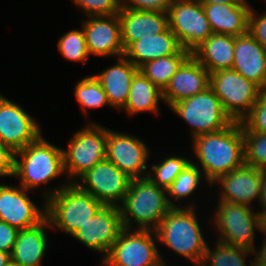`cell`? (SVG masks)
<instances>
[{"instance_id": "1", "label": "cell", "mask_w": 266, "mask_h": 266, "mask_svg": "<svg viewBox=\"0 0 266 266\" xmlns=\"http://www.w3.org/2000/svg\"><path fill=\"white\" fill-rule=\"evenodd\" d=\"M201 208L202 210L204 209L203 205L202 207L200 206V208L172 207L154 230L157 236L159 254L163 265L171 266L170 263H174L171 261L173 259L168 257L170 255L172 256L173 253L174 257H179L180 262L183 263L182 266L186 260L189 266H199L201 264L207 244L211 239V236L208 235V233L210 234V222H208L209 217H207L209 216L207 213L208 209H204L203 212ZM205 212L207 215H205ZM201 213H203L206 218H202L204 215H200ZM161 249H165L168 253L170 252V255L164 254L166 252H163Z\"/></svg>"}, {"instance_id": "2", "label": "cell", "mask_w": 266, "mask_h": 266, "mask_svg": "<svg viewBox=\"0 0 266 266\" xmlns=\"http://www.w3.org/2000/svg\"><path fill=\"white\" fill-rule=\"evenodd\" d=\"M46 138L42 133L34 142L15 152L13 176L17 184L40 194L42 200L49 199L70 183L64 171L63 146ZM56 180L61 181L54 184Z\"/></svg>"}, {"instance_id": "3", "label": "cell", "mask_w": 266, "mask_h": 266, "mask_svg": "<svg viewBox=\"0 0 266 266\" xmlns=\"http://www.w3.org/2000/svg\"><path fill=\"white\" fill-rule=\"evenodd\" d=\"M188 144L191 162L203 171L211 184L245 164L243 130L239 121L220 131L196 136Z\"/></svg>"}, {"instance_id": "4", "label": "cell", "mask_w": 266, "mask_h": 266, "mask_svg": "<svg viewBox=\"0 0 266 266\" xmlns=\"http://www.w3.org/2000/svg\"><path fill=\"white\" fill-rule=\"evenodd\" d=\"M212 239L230 246L253 250L258 244L260 217L257 209L246 205L206 200ZM213 210V211H212ZM259 232V233H257ZM215 234V235H214Z\"/></svg>"}, {"instance_id": "5", "label": "cell", "mask_w": 266, "mask_h": 266, "mask_svg": "<svg viewBox=\"0 0 266 266\" xmlns=\"http://www.w3.org/2000/svg\"><path fill=\"white\" fill-rule=\"evenodd\" d=\"M171 208L166 189L148 177L131 179L119 205L124 228L141 230H155Z\"/></svg>"}, {"instance_id": "6", "label": "cell", "mask_w": 266, "mask_h": 266, "mask_svg": "<svg viewBox=\"0 0 266 266\" xmlns=\"http://www.w3.org/2000/svg\"><path fill=\"white\" fill-rule=\"evenodd\" d=\"M103 206L76 183H69L46 200V218L54 233L60 231L71 237Z\"/></svg>"}, {"instance_id": "7", "label": "cell", "mask_w": 266, "mask_h": 266, "mask_svg": "<svg viewBox=\"0 0 266 266\" xmlns=\"http://www.w3.org/2000/svg\"><path fill=\"white\" fill-rule=\"evenodd\" d=\"M75 129L63 148L67 180L75 183L97 163L106 159L107 127L100 123H84Z\"/></svg>"}, {"instance_id": "8", "label": "cell", "mask_w": 266, "mask_h": 266, "mask_svg": "<svg viewBox=\"0 0 266 266\" xmlns=\"http://www.w3.org/2000/svg\"><path fill=\"white\" fill-rule=\"evenodd\" d=\"M168 110L185 122L190 133L189 141L202 134L220 131L234 122L210 87L192 97L177 101Z\"/></svg>"}, {"instance_id": "9", "label": "cell", "mask_w": 266, "mask_h": 266, "mask_svg": "<svg viewBox=\"0 0 266 266\" xmlns=\"http://www.w3.org/2000/svg\"><path fill=\"white\" fill-rule=\"evenodd\" d=\"M154 230L124 228L96 266H162Z\"/></svg>"}, {"instance_id": "10", "label": "cell", "mask_w": 266, "mask_h": 266, "mask_svg": "<svg viewBox=\"0 0 266 266\" xmlns=\"http://www.w3.org/2000/svg\"><path fill=\"white\" fill-rule=\"evenodd\" d=\"M220 99L224 111L233 121L241 120L258 100L261 87L234 69L218 70L210 74V86Z\"/></svg>"}, {"instance_id": "11", "label": "cell", "mask_w": 266, "mask_h": 266, "mask_svg": "<svg viewBox=\"0 0 266 266\" xmlns=\"http://www.w3.org/2000/svg\"><path fill=\"white\" fill-rule=\"evenodd\" d=\"M152 149L145 139L135 133L122 132L107 127L106 159L116 165L131 179L148 176Z\"/></svg>"}, {"instance_id": "12", "label": "cell", "mask_w": 266, "mask_h": 266, "mask_svg": "<svg viewBox=\"0 0 266 266\" xmlns=\"http://www.w3.org/2000/svg\"><path fill=\"white\" fill-rule=\"evenodd\" d=\"M168 23L180 46L190 53L213 33L202 4L197 0H172Z\"/></svg>"}, {"instance_id": "13", "label": "cell", "mask_w": 266, "mask_h": 266, "mask_svg": "<svg viewBox=\"0 0 266 266\" xmlns=\"http://www.w3.org/2000/svg\"><path fill=\"white\" fill-rule=\"evenodd\" d=\"M262 171L263 169L244 164L213 182L211 196L209 194L207 197L211 201L229 202L257 209L261 195Z\"/></svg>"}, {"instance_id": "14", "label": "cell", "mask_w": 266, "mask_h": 266, "mask_svg": "<svg viewBox=\"0 0 266 266\" xmlns=\"http://www.w3.org/2000/svg\"><path fill=\"white\" fill-rule=\"evenodd\" d=\"M32 193L17 183H0V221L18 230L41 223L46 218V200L35 203Z\"/></svg>"}, {"instance_id": "15", "label": "cell", "mask_w": 266, "mask_h": 266, "mask_svg": "<svg viewBox=\"0 0 266 266\" xmlns=\"http://www.w3.org/2000/svg\"><path fill=\"white\" fill-rule=\"evenodd\" d=\"M3 95L0 93V141L16 152L43 133L42 125L20 102Z\"/></svg>"}, {"instance_id": "16", "label": "cell", "mask_w": 266, "mask_h": 266, "mask_svg": "<svg viewBox=\"0 0 266 266\" xmlns=\"http://www.w3.org/2000/svg\"><path fill=\"white\" fill-rule=\"evenodd\" d=\"M123 229L119 206L104 205L71 237L88 250L101 254V261L109 253Z\"/></svg>"}, {"instance_id": "17", "label": "cell", "mask_w": 266, "mask_h": 266, "mask_svg": "<svg viewBox=\"0 0 266 266\" xmlns=\"http://www.w3.org/2000/svg\"><path fill=\"white\" fill-rule=\"evenodd\" d=\"M131 178L112 162L104 159L75 183L104 205L119 206L128 191Z\"/></svg>"}, {"instance_id": "18", "label": "cell", "mask_w": 266, "mask_h": 266, "mask_svg": "<svg viewBox=\"0 0 266 266\" xmlns=\"http://www.w3.org/2000/svg\"><path fill=\"white\" fill-rule=\"evenodd\" d=\"M80 24L92 58L114 60L124 55L118 14L84 17L80 20Z\"/></svg>"}, {"instance_id": "19", "label": "cell", "mask_w": 266, "mask_h": 266, "mask_svg": "<svg viewBox=\"0 0 266 266\" xmlns=\"http://www.w3.org/2000/svg\"><path fill=\"white\" fill-rule=\"evenodd\" d=\"M210 86V73L190 55L178 68L163 90L164 104H172L205 91Z\"/></svg>"}, {"instance_id": "20", "label": "cell", "mask_w": 266, "mask_h": 266, "mask_svg": "<svg viewBox=\"0 0 266 266\" xmlns=\"http://www.w3.org/2000/svg\"><path fill=\"white\" fill-rule=\"evenodd\" d=\"M102 71L92 73L100 82L112 110L121 111L128 100L132 79L139 71L124 55Z\"/></svg>"}, {"instance_id": "21", "label": "cell", "mask_w": 266, "mask_h": 266, "mask_svg": "<svg viewBox=\"0 0 266 266\" xmlns=\"http://www.w3.org/2000/svg\"><path fill=\"white\" fill-rule=\"evenodd\" d=\"M211 189V183L205 178L203 171L197 165L190 162L166 189L168 203L171 207L181 208L199 207L200 205L198 204L201 203L202 205L205 202L203 205L204 208H207L205 201L207 197L203 195L204 193L205 195L211 193ZM200 192H204L202 196H200ZM202 197L204 202L200 199Z\"/></svg>"}, {"instance_id": "22", "label": "cell", "mask_w": 266, "mask_h": 266, "mask_svg": "<svg viewBox=\"0 0 266 266\" xmlns=\"http://www.w3.org/2000/svg\"><path fill=\"white\" fill-rule=\"evenodd\" d=\"M51 230L50 223L45 218L36 226L19 230L13 250L11 261L20 266H43V261L49 251ZM49 230V232H48Z\"/></svg>"}, {"instance_id": "23", "label": "cell", "mask_w": 266, "mask_h": 266, "mask_svg": "<svg viewBox=\"0 0 266 266\" xmlns=\"http://www.w3.org/2000/svg\"><path fill=\"white\" fill-rule=\"evenodd\" d=\"M118 15L124 50L132 42L161 34L169 28L168 13L121 9Z\"/></svg>"}, {"instance_id": "24", "label": "cell", "mask_w": 266, "mask_h": 266, "mask_svg": "<svg viewBox=\"0 0 266 266\" xmlns=\"http://www.w3.org/2000/svg\"><path fill=\"white\" fill-rule=\"evenodd\" d=\"M232 69L266 87V49L249 32L235 37Z\"/></svg>"}, {"instance_id": "25", "label": "cell", "mask_w": 266, "mask_h": 266, "mask_svg": "<svg viewBox=\"0 0 266 266\" xmlns=\"http://www.w3.org/2000/svg\"><path fill=\"white\" fill-rule=\"evenodd\" d=\"M213 33L241 36L248 33L249 14L252 3L244 0L241 4H202Z\"/></svg>"}, {"instance_id": "26", "label": "cell", "mask_w": 266, "mask_h": 266, "mask_svg": "<svg viewBox=\"0 0 266 266\" xmlns=\"http://www.w3.org/2000/svg\"><path fill=\"white\" fill-rule=\"evenodd\" d=\"M163 91L138 71L132 79L128 100L125 107L120 111L126 116L133 117L142 113L161 115Z\"/></svg>"}, {"instance_id": "27", "label": "cell", "mask_w": 266, "mask_h": 266, "mask_svg": "<svg viewBox=\"0 0 266 266\" xmlns=\"http://www.w3.org/2000/svg\"><path fill=\"white\" fill-rule=\"evenodd\" d=\"M181 48L176 35L168 28L161 34L132 42L124 50V56L135 66L139 67L145 62L174 55Z\"/></svg>"}, {"instance_id": "28", "label": "cell", "mask_w": 266, "mask_h": 266, "mask_svg": "<svg viewBox=\"0 0 266 266\" xmlns=\"http://www.w3.org/2000/svg\"><path fill=\"white\" fill-rule=\"evenodd\" d=\"M235 37L212 33L191 55L211 74L218 70L232 69Z\"/></svg>"}, {"instance_id": "29", "label": "cell", "mask_w": 266, "mask_h": 266, "mask_svg": "<svg viewBox=\"0 0 266 266\" xmlns=\"http://www.w3.org/2000/svg\"><path fill=\"white\" fill-rule=\"evenodd\" d=\"M73 84L75 101H77L81 114L85 118L84 121L87 123H98L93 119L91 120L89 112L101 108H111L100 82L93 74H88L80 77Z\"/></svg>"}, {"instance_id": "30", "label": "cell", "mask_w": 266, "mask_h": 266, "mask_svg": "<svg viewBox=\"0 0 266 266\" xmlns=\"http://www.w3.org/2000/svg\"><path fill=\"white\" fill-rule=\"evenodd\" d=\"M253 260V250L226 245L213 239L208 242L199 266H251Z\"/></svg>"}, {"instance_id": "31", "label": "cell", "mask_w": 266, "mask_h": 266, "mask_svg": "<svg viewBox=\"0 0 266 266\" xmlns=\"http://www.w3.org/2000/svg\"><path fill=\"white\" fill-rule=\"evenodd\" d=\"M170 154V155H169ZM170 152L168 154L162 153L159 157H155L157 161L152 156V160L149 165L148 178L163 189H167L170 184L176 179V177L184 170V168L191 162V157H189L190 152H185L179 155ZM187 154V155H186ZM161 157V158H160ZM160 158V159H159Z\"/></svg>"}, {"instance_id": "32", "label": "cell", "mask_w": 266, "mask_h": 266, "mask_svg": "<svg viewBox=\"0 0 266 266\" xmlns=\"http://www.w3.org/2000/svg\"><path fill=\"white\" fill-rule=\"evenodd\" d=\"M191 55L181 48L176 54L161 57L139 66V71L162 91L169 84L181 64Z\"/></svg>"}, {"instance_id": "33", "label": "cell", "mask_w": 266, "mask_h": 266, "mask_svg": "<svg viewBox=\"0 0 266 266\" xmlns=\"http://www.w3.org/2000/svg\"><path fill=\"white\" fill-rule=\"evenodd\" d=\"M80 28L67 29L59 36L56 42V48L58 53L67 60V62L78 63L87 65L89 58L91 57L85 40V34L82 25L79 24Z\"/></svg>"}, {"instance_id": "34", "label": "cell", "mask_w": 266, "mask_h": 266, "mask_svg": "<svg viewBox=\"0 0 266 266\" xmlns=\"http://www.w3.org/2000/svg\"><path fill=\"white\" fill-rule=\"evenodd\" d=\"M245 165L266 169V133L243 131Z\"/></svg>"}, {"instance_id": "35", "label": "cell", "mask_w": 266, "mask_h": 266, "mask_svg": "<svg viewBox=\"0 0 266 266\" xmlns=\"http://www.w3.org/2000/svg\"><path fill=\"white\" fill-rule=\"evenodd\" d=\"M241 124L243 131L266 133V87L261 88L258 100Z\"/></svg>"}, {"instance_id": "36", "label": "cell", "mask_w": 266, "mask_h": 266, "mask_svg": "<svg viewBox=\"0 0 266 266\" xmlns=\"http://www.w3.org/2000/svg\"><path fill=\"white\" fill-rule=\"evenodd\" d=\"M77 10L81 11V16H108L119 13V9L113 0H71Z\"/></svg>"}, {"instance_id": "37", "label": "cell", "mask_w": 266, "mask_h": 266, "mask_svg": "<svg viewBox=\"0 0 266 266\" xmlns=\"http://www.w3.org/2000/svg\"><path fill=\"white\" fill-rule=\"evenodd\" d=\"M263 12V13H262ZM248 32L266 49V10H256L252 4L249 14Z\"/></svg>"}, {"instance_id": "38", "label": "cell", "mask_w": 266, "mask_h": 266, "mask_svg": "<svg viewBox=\"0 0 266 266\" xmlns=\"http://www.w3.org/2000/svg\"><path fill=\"white\" fill-rule=\"evenodd\" d=\"M15 152L0 141V178H11L14 176Z\"/></svg>"}, {"instance_id": "39", "label": "cell", "mask_w": 266, "mask_h": 266, "mask_svg": "<svg viewBox=\"0 0 266 266\" xmlns=\"http://www.w3.org/2000/svg\"><path fill=\"white\" fill-rule=\"evenodd\" d=\"M172 0H130L129 9L168 13Z\"/></svg>"}, {"instance_id": "40", "label": "cell", "mask_w": 266, "mask_h": 266, "mask_svg": "<svg viewBox=\"0 0 266 266\" xmlns=\"http://www.w3.org/2000/svg\"><path fill=\"white\" fill-rule=\"evenodd\" d=\"M18 232V229L0 221V251L11 254Z\"/></svg>"}, {"instance_id": "41", "label": "cell", "mask_w": 266, "mask_h": 266, "mask_svg": "<svg viewBox=\"0 0 266 266\" xmlns=\"http://www.w3.org/2000/svg\"><path fill=\"white\" fill-rule=\"evenodd\" d=\"M261 239L260 241L258 240L260 246L256 245L253 249V254H254V260L257 263L263 264L266 266V237L265 236H260ZM262 244V245H261Z\"/></svg>"}, {"instance_id": "42", "label": "cell", "mask_w": 266, "mask_h": 266, "mask_svg": "<svg viewBox=\"0 0 266 266\" xmlns=\"http://www.w3.org/2000/svg\"><path fill=\"white\" fill-rule=\"evenodd\" d=\"M257 210L259 214L266 211V169H263L262 171L261 195Z\"/></svg>"}, {"instance_id": "43", "label": "cell", "mask_w": 266, "mask_h": 266, "mask_svg": "<svg viewBox=\"0 0 266 266\" xmlns=\"http://www.w3.org/2000/svg\"><path fill=\"white\" fill-rule=\"evenodd\" d=\"M200 4H213V3H221V4H241L244 0H197Z\"/></svg>"}, {"instance_id": "44", "label": "cell", "mask_w": 266, "mask_h": 266, "mask_svg": "<svg viewBox=\"0 0 266 266\" xmlns=\"http://www.w3.org/2000/svg\"><path fill=\"white\" fill-rule=\"evenodd\" d=\"M260 217V234L258 236L266 237V211L259 214Z\"/></svg>"}, {"instance_id": "45", "label": "cell", "mask_w": 266, "mask_h": 266, "mask_svg": "<svg viewBox=\"0 0 266 266\" xmlns=\"http://www.w3.org/2000/svg\"><path fill=\"white\" fill-rule=\"evenodd\" d=\"M10 260V253L0 251V266H6Z\"/></svg>"}, {"instance_id": "46", "label": "cell", "mask_w": 266, "mask_h": 266, "mask_svg": "<svg viewBox=\"0 0 266 266\" xmlns=\"http://www.w3.org/2000/svg\"><path fill=\"white\" fill-rule=\"evenodd\" d=\"M113 1L119 10L129 9V1L130 0H113Z\"/></svg>"}, {"instance_id": "47", "label": "cell", "mask_w": 266, "mask_h": 266, "mask_svg": "<svg viewBox=\"0 0 266 266\" xmlns=\"http://www.w3.org/2000/svg\"><path fill=\"white\" fill-rule=\"evenodd\" d=\"M6 266H20V265H18V264L14 263L13 261L10 260V261L7 263Z\"/></svg>"}, {"instance_id": "48", "label": "cell", "mask_w": 266, "mask_h": 266, "mask_svg": "<svg viewBox=\"0 0 266 266\" xmlns=\"http://www.w3.org/2000/svg\"><path fill=\"white\" fill-rule=\"evenodd\" d=\"M251 266H265V265L257 263L255 260H253Z\"/></svg>"}]
</instances>
